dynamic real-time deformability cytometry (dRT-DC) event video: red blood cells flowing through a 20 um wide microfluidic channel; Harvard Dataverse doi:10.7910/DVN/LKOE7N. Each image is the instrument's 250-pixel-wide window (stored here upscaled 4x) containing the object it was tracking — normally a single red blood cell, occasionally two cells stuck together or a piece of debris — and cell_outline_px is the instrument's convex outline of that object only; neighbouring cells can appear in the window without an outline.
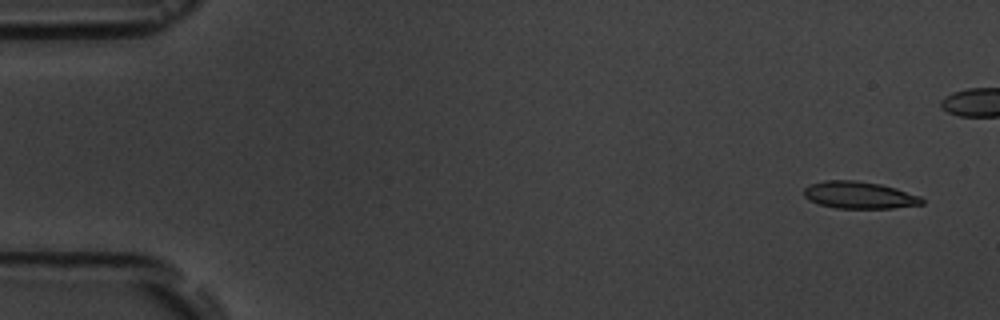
{"species": "common noctule bat (a hibernating species)", "species_latin": "Nyctalus noctula", "temperature_condition": "room temperature", "stored_images_in_passage": 7, "segment_of_instrument_passage": [1, 2], "camera_frame_rate_fps": 3000, "um_per_image_px": 0.085, "animal": {"sex": "male", "body_mass_g": 19.5, "forearm_length_mm": 54.6}, "frame": {"image": 1, "passage_image": 1, "time_ms": 0.0, "image_size_px": [1000, 320], "cell_outline_px": [[924, 204], [892, 208], [836, 208], [820, 204], [808, 200], [804, 196], [804, 188], [808, 184], [824, 180], [856, 180], [880, 184], [896, 188], [920, 196], [924, 200]], "centroid_in_image_um": [73.02, 16.57], "position_along_channel_um": 12.0, "area_um2": 18.73}}
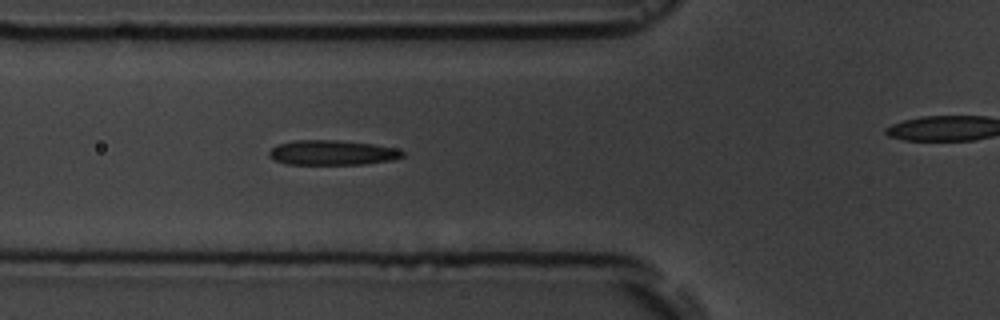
{"frame": {"image": 2, "passage_image": 6, "time_ms": 5.667, "image_size_px": [1000, 320], "cell_outline_px": [[404, 156], [392, 160], [364, 164], [284, 164], [268, 156], [268, 152], [276, 144], [292, 140], [336, 140], [372, 144], [396, 148], [404, 152]], "centroid_in_image_um": [28.2, 12.97], "position_along_channel_um": 97.6, "area_um2": 19.36}}